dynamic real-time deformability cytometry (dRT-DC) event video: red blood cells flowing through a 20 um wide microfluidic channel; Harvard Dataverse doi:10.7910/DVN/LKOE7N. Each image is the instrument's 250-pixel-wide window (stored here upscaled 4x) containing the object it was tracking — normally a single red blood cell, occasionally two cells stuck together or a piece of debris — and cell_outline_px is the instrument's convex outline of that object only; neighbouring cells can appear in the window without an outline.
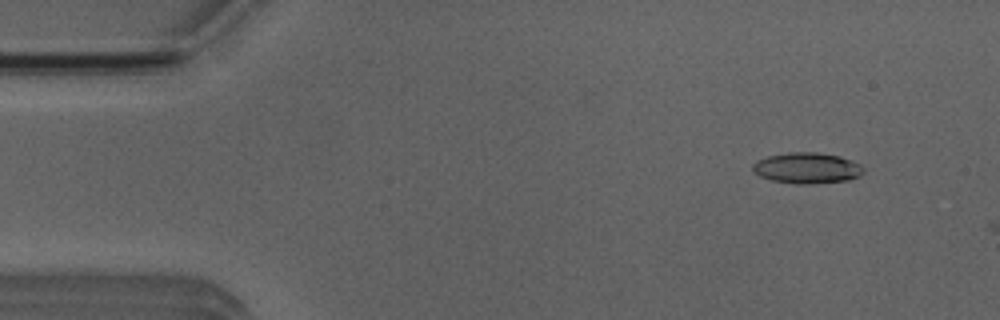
{"species": "Egyptian fruit bat (a non-hibernating species)", "species_latin": "Rousettus aegyptiacus", "temperature_condition": "room temperature", "stored_images_in_passage": 3, "camera_frame_rate_fps": 3000, "um_per_image_px": 0.085, "animal": {"sex": "male"}, "frame": {"image": 1, "passage_image": 2, "time_ms": 1.333, "image_size_px": [1000, 320], "cell_outline_px": [[864, 172], [860, 176], [848, 180], [816, 184], [796, 184], [772, 180], [760, 176], [752, 172], [752, 164], [756, 160], [768, 156], [788, 152], [816, 152], [840, 156], [852, 160], [860, 164], [864, 168]], "centroid_in_image_um": [68.6, 14.28], "position_along_channel_um": 16.4, "area_um2": 20.23}}